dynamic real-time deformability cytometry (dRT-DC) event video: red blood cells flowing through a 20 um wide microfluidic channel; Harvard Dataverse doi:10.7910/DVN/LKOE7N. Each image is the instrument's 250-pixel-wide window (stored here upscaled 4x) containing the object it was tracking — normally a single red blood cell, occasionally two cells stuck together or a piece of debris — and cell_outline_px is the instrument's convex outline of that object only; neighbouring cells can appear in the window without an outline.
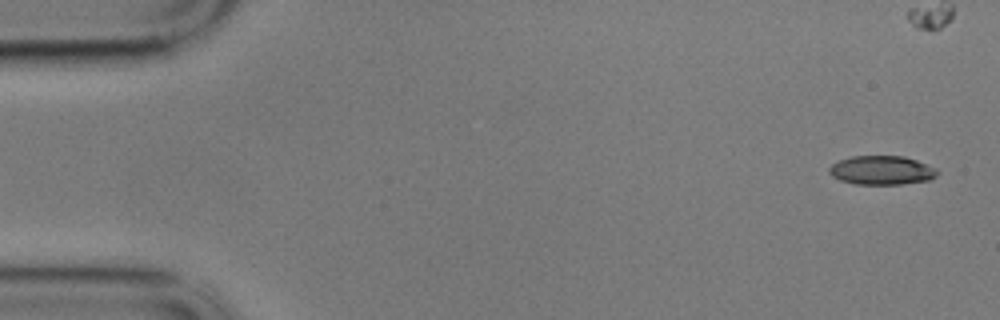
{"species": "common noctule bat (a hibernating species)", "species_latin": "Nyctalus noctula", "temperature_condition": "cold", "stored_images_in_passage": 58, "segment_of_instrument_passage": [1, 2], "camera_frame_rate_fps": 3000, "um_per_image_px": 0.085, "animal": {"sex": "male", "body_mass_g": 17.9}, "frame": {"image": 1, "passage_image": 1, "time_ms": 0.0, "image_size_px": [1000, 320], "cell_outline_px": [[940, 172], [936, 176], [928, 180], [900, 184], [856, 184], [840, 180], [832, 176], [828, 172], [828, 168], [832, 164], [840, 160], [852, 156], [904, 156], [916, 160], [936, 168]], "centroid_in_image_um": [74.94, 14.47], "position_along_channel_um": 10.1, "area_um2": 18.21}}
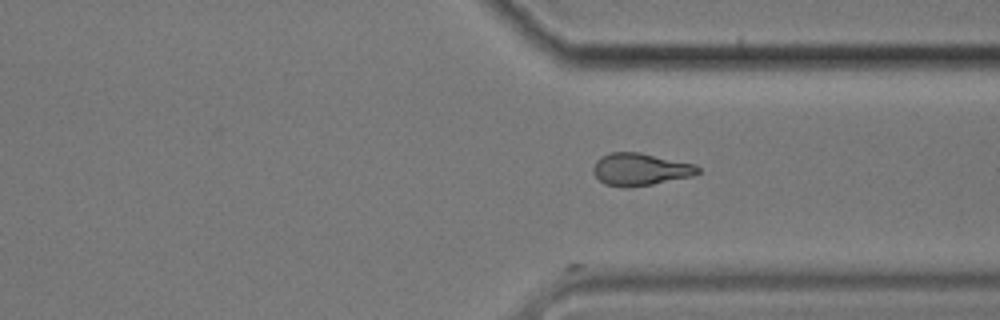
{"frame": {"image": 2, "passage_image": 42, "time_ms": 13.667, "image_size_px": [1000, 320], "cell_outline_px": [[700, 172], [692, 176], [652, 184], [628, 188], [624, 188], [604, 184], [592, 172], [592, 168], [596, 160], [600, 156], [608, 152], [640, 152], [696, 164], [700, 168]], "centroid_in_image_um": [54.4, 14.39], "position_along_channel_um": 357.0, "area_um2": 20.0}}